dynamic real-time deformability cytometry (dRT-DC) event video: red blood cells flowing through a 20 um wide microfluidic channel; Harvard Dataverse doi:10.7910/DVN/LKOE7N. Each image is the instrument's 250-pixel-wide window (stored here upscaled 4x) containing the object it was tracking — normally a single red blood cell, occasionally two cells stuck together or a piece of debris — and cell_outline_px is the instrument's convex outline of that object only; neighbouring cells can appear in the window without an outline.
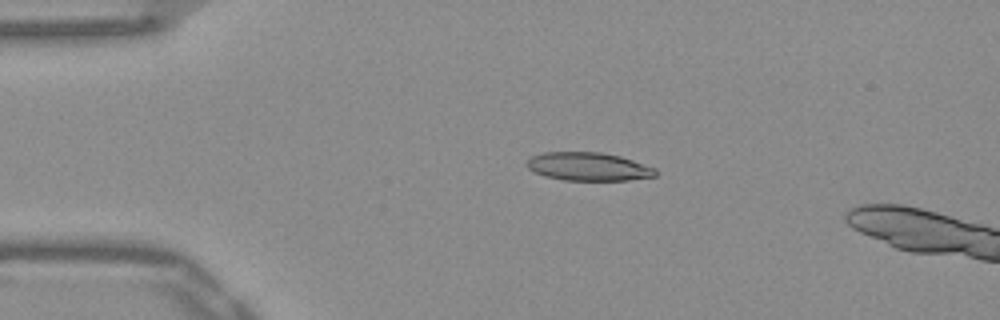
{"species": "Egyptian fruit bat (a non-hibernating species)", "species_latin": "Rousettus aegyptiacus", "temperature_condition": "warm", "stored_images_in_passage": 14, "camera_frame_rate_fps": 3000, "um_per_image_px": 0.085, "frame": {"image": 1, "passage_image": 10, "time_ms": 3.0, "image_size_px": [1000, 320], "cell_outline_px": [[656, 176], [628, 180], [564, 180], [544, 176], [532, 172], [528, 168], [528, 160], [532, 156], [544, 152], [600, 152], [620, 156], [656, 168]], "centroid_in_image_um": [50.0, 14.16], "position_along_channel_um": 35.0, "area_um2": 21.15}}